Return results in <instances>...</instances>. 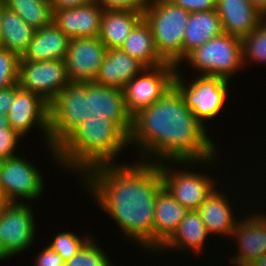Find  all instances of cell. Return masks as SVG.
Instances as JSON below:
<instances>
[{
	"label": "cell",
	"mask_w": 266,
	"mask_h": 266,
	"mask_svg": "<svg viewBox=\"0 0 266 266\" xmlns=\"http://www.w3.org/2000/svg\"><path fill=\"white\" fill-rule=\"evenodd\" d=\"M243 61L250 60L266 62V20L248 36L242 39Z\"/></svg>",
	"instance_id": "29"
},
{
	"label": "cell",
	"mask_w": 266,
	"mask_h": 266,
	"mask_svg": "<svg viewBox=\"0 0 266 266\" xmlns=\"http://www.w3.org/2000/svg\"><path fill=\"white\" fill-rule=\"evenodd\" d=\"M223 31L243 39L259 27L266 15L248 0H217Z\"/></svg>",
	"instance_id": "17"
},
{
	"label": "cell",
	"mask_w": 266,
	"mask_h": 266,
	"mask_svg": "<svg viewBox=\"0 0 266 266\" xmlns=\"http://www.w3.org/2000/svg\"><path fill=\"white\" fill-rule=\"evenodd\" d=\"M248 266H266V254H264L263 256H261L259 259L254 260Z\"/></svg>",
	"instance_id": "40"
},
{
	"label": "cell",
	"mask_w": 266,
	"mask_h": 266,
	"mask_svg": "<svg viewBox=\"0 0 266 266\" xmlns=\"http://www.w3.org/2000/svg\"><path fill=\"white\" fill-rule=\"evenodd\" d=\"M145 67L135 58L119 49H107L102 65L93 82L123 89Z\"/></svg>",
	"instance_id": "19"
},
{
	"label": "cell",
	"mask_w": 266,
	"mask_h": 266,
	"mask_svg": "<svg viewBox=\"0 0 266 266\" xmlns=\"http://www.w3.org/2000/svg\"><path fill=\"white\" fill-rule=\"evenodd\" d=\"M128 143L129 135L110 119H86L56 147V159L62 167L87 173L111 164Z\"/></svg>",
	"instance_id": "3"
},
{
	"label": "cell",
	"mask_w": 266,
	"mask_h": 266,
	"mask_svg": "<svg viewBox=\"0 0 266 266\" xmlns=\"http://www.w3.org/2000/svg\"><path fill=\"white\" fill-rule=\"evenodd\" d=\"M209 232L197 210H189L172 236L160 249H192L195 253L201 251ZM181 247V248H180Z\"/></svg>",
	"instance_id": "26"
},
{
	"label": "cell",
	"mask_w": 266,
	"mask_h": 266,
	"mask_svg": "<svg viewBox=\"0 0 266 266\" xmlns=\"http://www.w3.org/2000/svg\"><path fill=\"white\" fill-rule=\"evenodd\" d=\"M20 56L0 46V90L18 84Z\"/></svg>",
	"instance_id": "31"
},
{
	"label": "cell",
	"mask_w": 266,
	"mask_h": 266,
	"mask_svg": "<svg viewBox=\"0 0 266 266\" xmlns=\"http://www.w3.org/2000/svg\"><path fill=\"white\" fill-rule=\"evenodd\" d=\"M65 266H112V264L94 239L93 241L90 239L77 254L66 261Z\"/></svg>",
	"instance_id": "30"
},
{
	"label": "cell",
	"mask_w": 266,
	"mask_h": 266,
	"mask_svg": "<svg viewBox=\"0 0 266 266\" xmlns=\"http://www.w3.org/2000/svg\"><path fill=\"white\" fill-rule=\"evenodd\" d=\"M86 185L101 208L123 232L154 250V211L158 193L164 188L159 163L100 165L90 169ZM89 182V183H88Z\"/></svg>",
	"instance_id": "1"
},
{
	"label": "cell",
	"mask_w": 266,
	"mask_h": 266,
	"mask_svg": "<svg viewBox=\"0 0 266 266\" xmlns=\"http://www.w3.org/2000/svg\"><path fill=\"white\" fill-rule=\"evenodd\" d=\"M120 49L139 61L145 68L166 63L156 50L151 27L144 17L135 25Z\"/></svg>",
	"instance_id": "25"
},
{
	"label": "cell",
	"mask_w": 266,
	"mask_h": 266,
	"mask_svg": "<svg viewBox=\"0 0 266 266\" xmlns=\"http://www.w3.org/2000/svg\"><path fill=\"white\" fill-rule=\"evenodd\" d=\"M4 8H5L4 0H0V39H1V17Z\"/></svg>",
	"instance_id": "42"
},
{
	"label": "cell",
	"mask_w": 266,
	"mask_h": 266,
	"mask_svg": "<svg viewBox=\"0 0 266 266\" xmlns=\"http://www.w3.org/2000/svg\"><path fill=\"white\" fill-rule=\"evenodd\" d=\"M53 9L74 8L94 0H49Z\"/></svg>",
	"instance_id": "38"
},
{
	"label": "cell",
	"mask_w": 266,
	"mask_h": 266,
	"mask_svg": "<svg viewBox=\"0 0 266 266\" xmlns=\"http://www.w3.org/2000/svg\"><path fill=\"white\" fill-rule=\"evenodd\" d=\"M5 202H4V200L2 199V196H1V194H0V209H1V207H2V205L4 204Z\"/></svg>",
	"instance_id": "44"
},
{
	"label": "cell",
	"mask_w": 266,
	"mask_h": 266,
	"mask_svg": "<svg viewBox=\"0 0 266 266\" xmlns=\"http://www.w3.org/2000/svg\"><path fill=\"white\" fill-rule=\"evenodd\" d=\"M71 81L65 60L27 61L20 58L19 87L50 103Z\"/></svg>",
	"instance_id": "10"
},
{
	"label": "cell",
	"mask_w": 266,
	"mask_h": 266,
	"mask_svg": "<svg viewBox=\"0 0 266 266\" xmlns=\"http://www.w3.org/2000/svg\"><path fill=\"white\" fill-rule=\"evenodd\" d=\"M86 118V82H70L49 103V144L56 148Z\"/></svg>",
	"instance_id": "6"
},
{
	"label": "cell",
	"mask_w": 266,
	"mask_h": 266,
	"mask_svg": "<svg viewBox=\"0 0 266 266\" xmlns=\"http://www.w3.org/2000/svg\"><path fill=\"white\" fill-rule=\"evenodd\" d=\"M103 9L95 2L53 9V23L71 38H98Z\"/></svg>",
	"instance_id": "16"
},
{
	"label": "cell",
	"mask_w": 266,
	"mask_h": 266,
	"mask_svg": "<svg viewBox=\"0 0 266 266\" xmlns=\"http://www.w3.org/2000/svg\"><path fill=\"white\" fill-rule=\"evenodd\" d=\"M188 211L165 188L158 193L154 211V251L172 236Z\"/></svg>",
	"instance_id": "21"
},
{
	"label": "cell",
	"mask_w": 266,
	"mask_h": 266,
	"mask_svg": "<svg viewBox=\"0 0 266 266\" xmlns=\"http://www.w3.org/2000/svg\"><path fill=\"white\" fill-rule=\"evenodd\" d=\"M4 3L35 30L53 22V8L49 0H4Z\"/></svg>",
	"instance_id": "28"
},
{
	"label": "cell",
	"mask_w": 266,
	"mask_h": 266,
	"mask_svg": "<svg viewBox=\"0 0 266 266\" xmlns=\"http://www.w3.org/2000/svg\"><path fill=\"white\" fill-rule=\"evenodd\" d=\"M142 18L138 11L104 10L98 38L107 49H119Z\"/></svg>",
	"instance_id": "22"
},
{
	"label": "cell",
	"mask_w": 266,
	"mask_h": 266,
	"mask_svg": "<svg viewBox=\"0 0 266 266\" xmlns=\"http://www.w3.org/2000/svg\"><path fill=\"white\" fill-rule=\"evenodd\" d=\"M8 126L20 136L26 134L34 124L45 132L50 151L57 157L56 148L49 144V103L39 95L14 85V101L6 115Z\"/></svg>",
	"instance_id": "12"
},
{
	"label": "cell",
	"mask_w": 266,
	"mask_h": 266,
	"mask_svg": "<svg viewBox=\"0 0 266 266\" xmlns=\"http://www.w3.org/2000/svg\"><path fill=\"white\" fill-rule=\"evenodd\" d=\"M177 67L166 62L157 67L144 68L125 85V103L132 117L140 110L153 105L174 85Z\"/></svg>",
	"instance_id": "7"
},
{
	"label": "cell",
	"mask_w": 266,
	"mask_h": 266,
	"mask_svg": "<svg viewBox=\"0 0 266 266\" xmlns=\"http://www.w3.org/2000/svg\"><path fill=\"white\" fill-rule=\"evenodd\" d=\"M14 101V86L0 90V115H7Z\"/></svg>",
	"instance_id": "37"
},
{
	"label": "cell",
	"mask_w": 266,
	"mask_h": 266,
	"mask_svg": "<svg viewBox=\"0 0 266 266\" xmlns=\"http://www.w3.org/2000/svg\"><path fill=\"white\" fill-rule=\"evenodd\" d=\"M205 127L173 85L153 105L133 116L129 144H137L140 153L146 152L145 155L151 152L160 159H151L152 162L157 160L156 163L161 159L210 163L215 161L217 153Z\"/></svg>",
	"instance_id": "2"
},
{
	"label": "cell",
	"mask_w": 266,
	"mask_h": 266,
	"mask_svg": "<svg viewBox=\"0 0 266 266\" xmlns=\"http://www.w3.org/2000/svg\"><path fill=\"white\" fill-rule=\"evenodd\" d=\"M103 10H129L144 14L150 0H94Z\"/></svg>",
	"instance_id": "33"
},
{
	"label": "cell",
	"mask_w": 266,
	"mask_h": 266,
	"mask_svg": "<svg viewBox=\"0 0 266 266\" xmlns=\"http://www.w3.org/2000/svg\"><path fill=\"white\" fill-rule=\"evenodd\" d=\"M172 4L182 7L192 13L213 10L217 7V0H168Z\"/></svg>",
	"instance_id": "35"
},
{
	"label": "cell",
	"mask_w": 266,
	"mask_h": 266,
	"mask_svg": "<svg viewBox=\"0 0 266 266\" xmlns=\"http://www.w3.org/2000/svg\"><path fill=\"white\" fill-rule=\"evenodd\" d=\"M65 263L66 261L50 246L42 250L36 260V266H65Z\"/></svg>",
	"instance_id": "36"
},
{
	"label": "cell",
	"mask_w": 266,
	"mask_h": 266,
	"mask_svg": "<svg viewBox=\"0 0 266 266\" xmlns=\"http://www.w3.org/2000/svg\"><path fill=\"white\" fill-rule=\"evenodd\" d=\"M190 12L168 0H150L143 17L151 27L154 44L167 63L183 60V38Z\"/></svg>",
	"instance_id": "4"
},
{
	"label": "cell",
	"mask_w": 266,
	"mask_h": 266,
	"mask_svg": "<svg viewBox=\"0 0 266 266\" xmlns=\"http://www.w3.org/2000/svg\"><path fill=\"white\" fill-rule=\"evenodd\" d=\"M202 75L229 80L243 64L242 39L226 32L195 48L185 58Z\"/></svg>",
	"instance_id": "5"
},
{
	"label": "cell",
	"mask_w": 266,
	"mask_h": 266,
	"mask_svg": "<svg viewBox=\"0 0 266 266\" xmlns=\"http://www.w3.org/2000/svg\"><path fill=\"white\" fill-rule=\"evenodd\" d=\"M224 33L216 9L192 12L183 38V59L195 48Z\"/></svg>",
	"instance_id": "23"
},
{
	"label": "cell",
	"mask_w": 266,
	"mask_h": 266,
	"mask_svg": "<svg viewBox=\"0 0 266 266\" xmlns=\"http://www.w3.org/2000/svg\"><path fill=\"white\" fill-rule=\"evenodd\" d=\"M80 238L71 232L59 233L49 245L50 248L57 252L65 261H68L89 241L86 237Z\"/></svg>",
	"instance_id": "32"
},
{
	"label": "cell",
	"mask_w": 266,
	"mask_h": 266,
	"mask_svg": "<svg viewBox=\"0 0 266 266\" xmlns=\"http://www.w3.org/2000/svg\"><path fill=\"white\" fill-rule=\"evenodd\" d=\"M38 169L22 157L0 161V194L4 202H16L17 197L36 199L43 192V180Z\"/></svg>",
	"instance_id": "11"
},
{
	"label": "cell",
	"mask_w": 266,
	"mask_h": 266,
	"mask_svg": "<svg viewBox=\"0 0 266 266\" xmlns=\"http://www.w3.org/2000/svg\"><path fill=\"white\" fill-rule=\"evenodd\" d=\"M69 42L70 38L52 22L48 26L35 30L33 39L21 59L27 61L64 60Z\"/></svg>",
	"instance_id": "20"
},
{
	"label": "cell",
	"mask_w": 266,
	"mask_h": 266,
	"mask_svg": "<svg viewBox=\"0 0 266 266\" xmlns=\"http://www.w3.org/2000/svg\"><path fill=\"white\" fill-rule=\"evenodd\" d=\"M20 137L11 128H3V132H0V161L16 156L14 151Z\"/></svg>",
	"instance_id": "34"
},
{
	"label": "cell",
	"mask_w": 266,
	"mask_h": 266,
	"mask_svg": "<svg viewBox=\"0 0 266 266\" xmlns=\"http://www.w3.org/2000/svg\"><path fill=\"white\" fill-rule=\"evenodd\" d=\"M33 212L26 203L5 202L0 209V260L28 248L35 236Z\"/></svg>",
	"instance_id": "9"
},
{
	"label": "cell",
	"mask_w": 266,
	"mask_h": 266,
	"mask_svg": "<svg viewBox=\"0 0 266 266\" xmlns=\"http://www.w3.org/2000/svg\"><path fill=\"white\" fill-rule=\"evenodd\" d=\"M35 29L29 26L17 13L4 8L1 17L0 46L15 52L20 57L33 39Z\"/></svg>",
	"instance_id": "27"
},
{
	"label": "cell",
	"mask_w": 266,
	"mask_h": 266,
	"mask_svg": "<svg viewBox=\"0 0 266 266\" xmlns=\"http://www.w3.org/2000/svg\"><path fill=\"white\" fill-rule=\"evenodd\" d=\"M86 119L107 118L118 124L128 135L133 117L128 112L123 89L86 82Z\"/></svg>",
	"instance_id": "13"
},
{
	"label": "cell",
	"mask_w": 266,
	"mask_h": 266,
	"mask_svg": "<svg viewBox=\"0 0 266 266\" xmlns=\"http://www.w3.org/2000/svg\"><path fill=\"white\" fill-rule=\"evenodd\" d=\"M266 224V215H257Z\"/></svg>",
	"instance_id": "43"
},
{
	"label": "cell",
	"mask_w": 266,
	"mask_h": 266,
	"mask_svg": "<svg viewBox=\"0 0 266 266\" xmlns=\"http://www.w3.org/2000/svg\"><path fill=\"white\" fill-rule=\"evenodd\" d=\"M231 235L237 238L239 247L238 256L233 258L235 266H248L266 254V224L258 216L239 221Z\"/></svg>",
	"instance_id": "18"
},
{
	"label": "cell",
	"mask_w": 266,
	"mask_h": 266,
	"mask_svg": "<svg viewBox=\"0 0 266 266\" xmlns=\"http://www.w3.org/2000/svg\"><path fill=\"white\" fill-rule=\"evenodd\" d=\"M107 48L99 38H71L65 57L71 82H91L98 73Z\"/></svg>",
	"instance_id": "15"
},
{
	"label": "cell",
	"mask_w": 266,
	"mask_h": 266,
	"mask_svg": "<svg viewBox=\"0 0 266 266\" xmlns=\"http://www.w3.org/2000/svg\"><path fill=\"white\" fill-rule=\"evenodd\" d=\"M3 128H10L8 126L6 115H0V132H3Z\"/></svg>",
	"instance_id": "41"
},
{
	"label": "cell",
	"mask_w": 266,
	"mask_h": 266,
	"mask_svg": "<svg viewBox=\"0 0 266 266\" xmlns=\"http://www.w3.org/2000/svg\"><path fill=\"white\" fill-rule=\"evenodd\" d=\"M248 1L266 15V0H248Z\"/></svg>",
	"instance_id": "39"
},
{
	"label": "cell",
	"mask_w": 266,
	"mask_h": 266,
	"mask_svg": "<svg viewBox=\"0 0 266 266\" xmlns=\"http://www.w3.org/2000/svg\"><path fill=\"white\" fill-rule=\"evenodd\" d=\"M214 190L212 194L201 204L197 210L207 228L209 235H231L238 222L235 219L228 199ZM211 233V234H210Z\"/></svg>",
	"instance_id": "24"
},
{
	"label": "cell",
	"mask_w": 266,
	"mask_h": 266,
	"mask_svg": "<svg viewBox=\"0 0 266 266\" xmlns=\"http://www.w3.org/2000/svg\"><path fill=\"white\" fill-rule=\"evenodd\" d=\"M178 73L174 77V86L197 119L204 124L203 120L217 115L227 96L228 80L219 76L201 75L188 87Z\"/></svg>",
	"instance_id": "8"
},
{
	"label": "cell",
	"mask_w": 266,
	"mask_h": 266,
	"mask_svg": "<svg viewBox=\"0 0 266 266\" xmlns=\"http://www.w3.org/2000/svg\"><path fill=\"white\" fill-rule=\"evenodd\" d=\"M159 166L163 187L177 202L188 210H198L201 204L215 190L214 181L211 177L200 173L196 174L192 171L180 170L172 172L164 164L159 163Z\"/></svg>",
	"instance_id": "14"
}]
</instances>
